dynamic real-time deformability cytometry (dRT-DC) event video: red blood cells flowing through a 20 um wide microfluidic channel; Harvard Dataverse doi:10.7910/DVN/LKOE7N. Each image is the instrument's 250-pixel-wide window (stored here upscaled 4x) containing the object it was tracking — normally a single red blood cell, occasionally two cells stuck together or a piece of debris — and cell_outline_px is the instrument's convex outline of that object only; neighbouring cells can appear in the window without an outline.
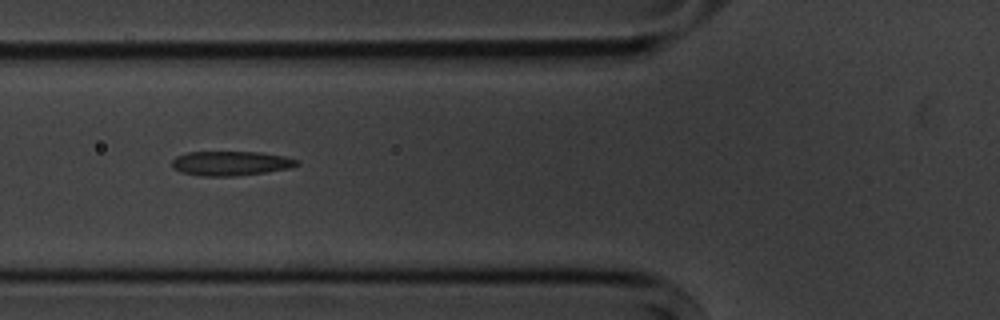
{"species": "common noctule bat (a hibernating species)", "species_latin": "Nyctalus noctula", "temperature_condition": "cold", "stored_images_in_passage": 8, "camera_frame_rate_fps": 3000, "um_per_image_px": 0.085, "animal": {"sex": "male", "body_mass_g": 20.1, "forearm_length_mm": 53.5}, "frame": {"image": 1, "passage_image": 6, "time_ms": 6.0, "image_size_px": [1000, 320], "cell_outline_px": [[300, 164], [288, 168], [264, 172], [232, 176], [200, 176], [180, 172], [172, 168], [172, 160], [176, 156], [188, 152], [260, 152], [284, 156], [300, 160]], "centroid_in_image_um": [19.59, 13.88], "position_along_channel_um": 106.2, "area_um2": 17.8}}
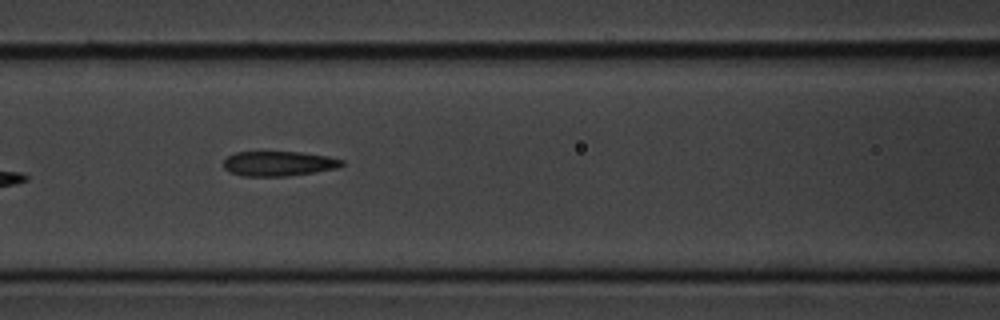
{"frame": {"image": 2, "passage_image": 7, "time_ms": 7.0, "image_size_px": [1000, 320], "cell_outline_px": [[344, 164], [336, 168], [288, 176], [240, 176], [228, 172], [224, 168], [224, 160], [228, 156], [236, 152], [300, 152], [328, 156], [344, 160]], "centroid_in_image_um": [23.65, 13.9], "position_along_channel_um": 142.9, "area_um2": 17.11}}
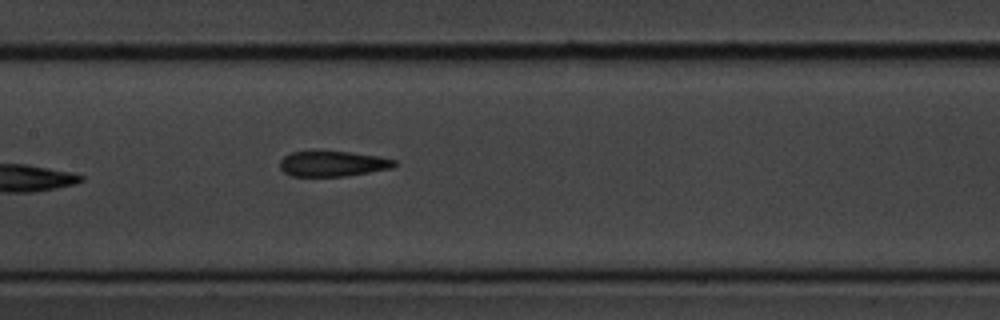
{"frame": {"image": 3, "passage_image": 8, "time_ms": 8.0, "image_size_px": [1000, 320], "cell_outline_px": [[396, 164], [392, 168], [348, 176], [292, 176], [284, 172], [280, 168], [280, 160], [284, 156], [292, 152], [348, 152], [376, 156], [396, 160]], "centroid_in_image_um": [28.28, 13.93], "position_along_channel_um": 179.1, "area_um2": 16.7}}